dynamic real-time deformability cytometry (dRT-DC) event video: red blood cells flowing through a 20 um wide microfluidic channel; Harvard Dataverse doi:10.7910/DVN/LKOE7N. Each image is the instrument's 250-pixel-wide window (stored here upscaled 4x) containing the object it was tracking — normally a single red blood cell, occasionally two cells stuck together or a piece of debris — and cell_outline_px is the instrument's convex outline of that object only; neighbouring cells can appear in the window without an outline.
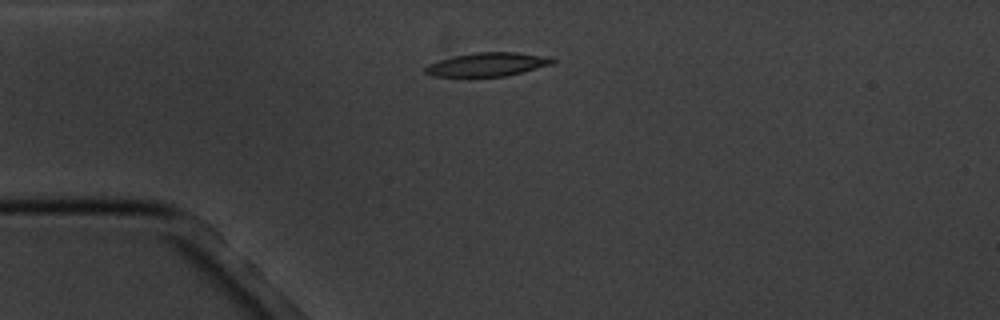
{"species": "common noctule bat (a hibernating species)", "species_latin": "Nyctalus noctula", "temperature_condition": "cold", "stored_images_in_passage": 4, "camera_frame_rate_fps": 3000, "um_per_image_px": 0.085, "animal": {"sex": "male", "body_mass_g": 20.1, "forearm_length_mm": 53.5}, "frame": {"image": 1, "passage_image": 1, "time_ms": 0.0, "image_size_px": [1000, 320], "cell_outline_px": [[556, 60], [552, 64], [504, 76], [432, 76], [424, 72], [424, 68], [428, 64], [440, 60], [456, 56], [476, 52], [516, 52], [552, 56]], "centroid_in_image_um": [41.46, 5.46], "position_along_channel_um": 43.5, "area_um2": 17.34}}
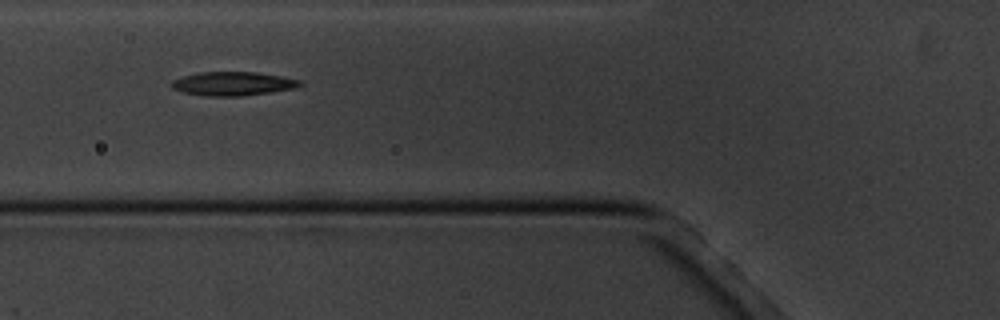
{"frame": {"image": 2, "passage_image": 3, "time_ms": 2.333, "image_size_px": [1000, 320], "cell_outline_px": [[300, 84], [292, 88], [272, 92], [240, 96], [208, 96], [184, 92], [172, 88], [168, 84], [172, 80], [184, 76], [200, 72], [256, 72], [280, 76], [300, 80]], "centroid_in_image_um": [19.73, 7.11], "position_along_channel_um": 106.1, "area_um2": 17.57}}
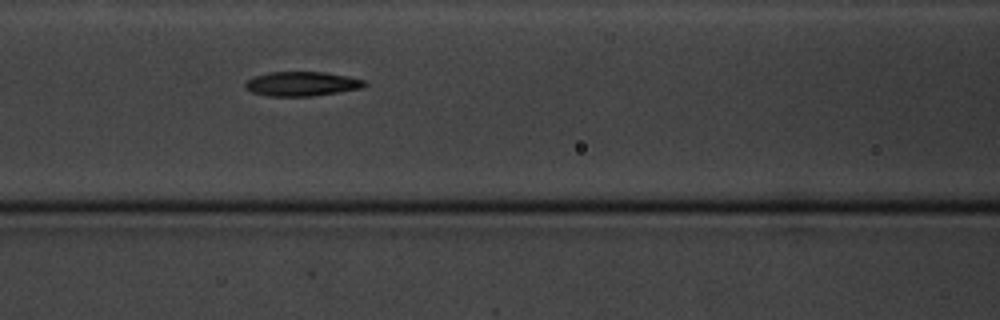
{"frame": {"image": 3, "passage_image": 4, "time_ms": 3.333, "image_size_px": [1000, 320], "cell_outline_px": [[368, 84], [364, 88], [340, 92], [312, 96], [268, 96], [252, 92], [244, 88], [244, 80], [252, 76], [268, 72], [324, 72], [348, 76], [364, 80]], "centroid_in_image_um": [25.63, 7.12], "position_along_channel_um": 141.0, "area_um2": 17.28}}